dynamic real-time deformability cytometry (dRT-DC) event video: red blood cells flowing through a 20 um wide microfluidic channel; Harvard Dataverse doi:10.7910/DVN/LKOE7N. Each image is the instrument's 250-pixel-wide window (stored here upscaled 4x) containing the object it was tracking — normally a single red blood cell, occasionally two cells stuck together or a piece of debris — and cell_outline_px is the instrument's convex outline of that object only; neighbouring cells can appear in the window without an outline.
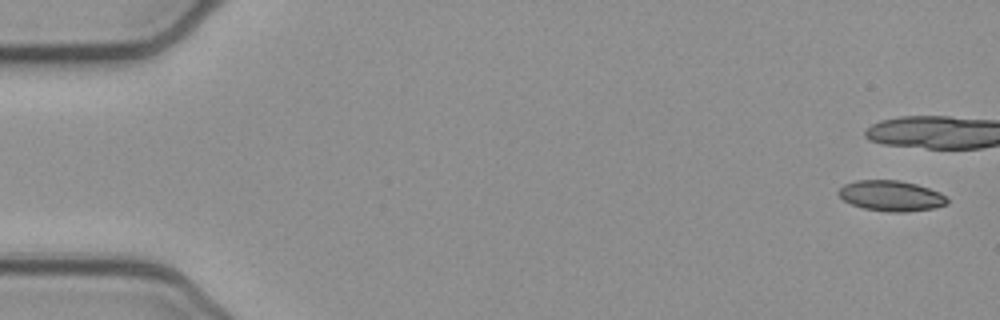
{"species": "common noctule bat (a hibernating species)", "species_latin": "Nyctalus noctula", "temperature_condition": "cold", "stored_images_in_passage": 9, "camera_frame_rate_fps": 3000, "um_per_image_px": 0.085, "animal": {"sex": "female", "body_mass_g": 21.9}, "frame": {"image": 1, "passage_image": 1, "time_ms": 0.0, "image_size_px": [1000, 320], "cell_outline_px": [[948, 204], [936, 208], [904, 212], [888, 212], [864, 208], [852, 204], [844, 200], [836, 192], [844, 184], [856, 180], [900, 180], [916, 184], [940, 192], [948, 200]], "centroid_in_image_um": [75.75, 16.64], "position_along_channel_um": 9.3, "area_um2": 19.36}}